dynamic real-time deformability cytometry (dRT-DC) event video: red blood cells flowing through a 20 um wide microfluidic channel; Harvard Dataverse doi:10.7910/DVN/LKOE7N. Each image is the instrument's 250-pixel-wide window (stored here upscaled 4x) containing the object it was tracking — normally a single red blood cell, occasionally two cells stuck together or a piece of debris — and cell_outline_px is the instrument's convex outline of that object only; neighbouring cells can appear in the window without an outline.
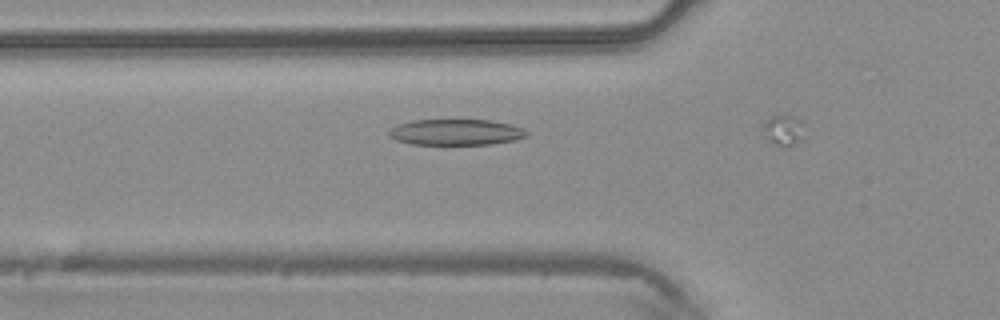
{"species": "common noctule bat (a hibernating species)", "species_latin": "Nyctalus noctula", "temperature_condition": "warm", "stored_images_in_passage": 6, "camera_frame_rate_fps": 3000, "um_per_image_px": 0.085, "animal": {"sex": "male", "body_mass_g": 20.4}, "frame": {"image": 1, "passage_image": 5, "time_ms": 1.333, "image_size_px": [1000, 320], "cell_outline_px": [[528, 136], [516, 140], [492, 144], [412, 144], [396, 140], [388, 136], [388, 132], [396, 124], [412, 120], [492, 120], [512, 124], [524, 128], [528, 132]], "centroid_in_image_um": [38.79, 11.23], "position_along_channel_um": 87.0, "area_um2": 21.04}}